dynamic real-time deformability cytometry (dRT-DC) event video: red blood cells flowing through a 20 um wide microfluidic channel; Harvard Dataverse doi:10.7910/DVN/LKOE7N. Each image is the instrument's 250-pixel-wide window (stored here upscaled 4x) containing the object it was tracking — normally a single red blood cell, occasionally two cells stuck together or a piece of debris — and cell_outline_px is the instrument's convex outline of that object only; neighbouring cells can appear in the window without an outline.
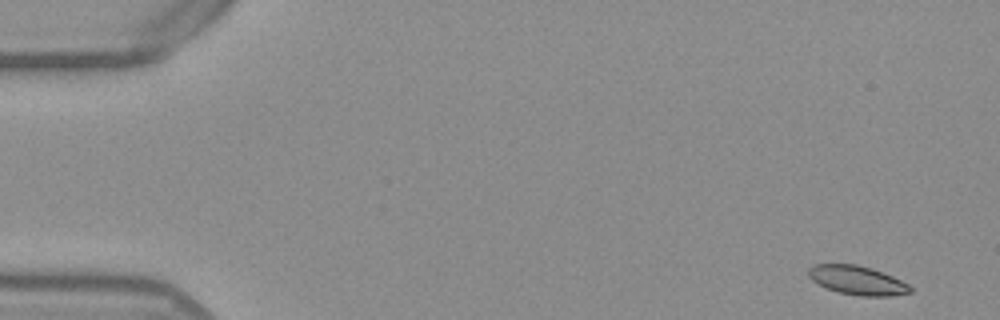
{"species": "Egyptian fruit bat (a non-hibernating species)", "species_latin": "Rousettus aegyptiacus", "temperature_condition": "warm", "stored_images_in_passage": 51, "camera_frame_rate_fps": 3000, "um_per_image_px": 0.085, "frame": {"image": 1, "passage_image": 1, "time_ms": 0.0, "image_size_px": [1000, 320], "cell_outline_px": [[912, 292], [892, 296], [860, 296], [836, 292], [812, 280], [808, 276], [808, 268], [812, 264], [856, 264], [872, 268], [892, 276], [908, 284], [912, 288]], "centroid_in_image_um": [72.86, 23.82], "position_along_channel_um": 12.1, "area_um2": 17.22}}
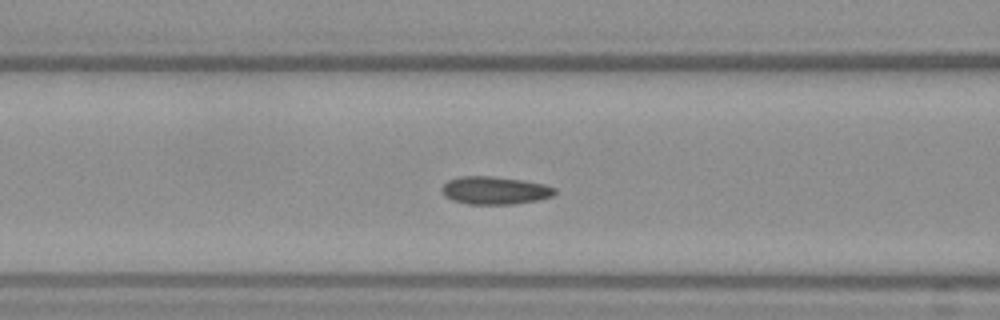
{"frame": {"image": 2, "passage_image": 20, "time_ms": 6.333, "image_size_px": [1000, 320], "cell_outline_px": [[556, 192], [552, 196], [540, 200], [512, 204], [468, 204], [452, 200], [444, 196], [440, 192], [440, 188], [448, 180], [460, 176], [496, 176], [524, 180], [544, 184], [556, 188]], "centroid_in_image_um": [42.04, 16.18], "position_along_channel_um": 124.6, "area_um2": 18.61}}
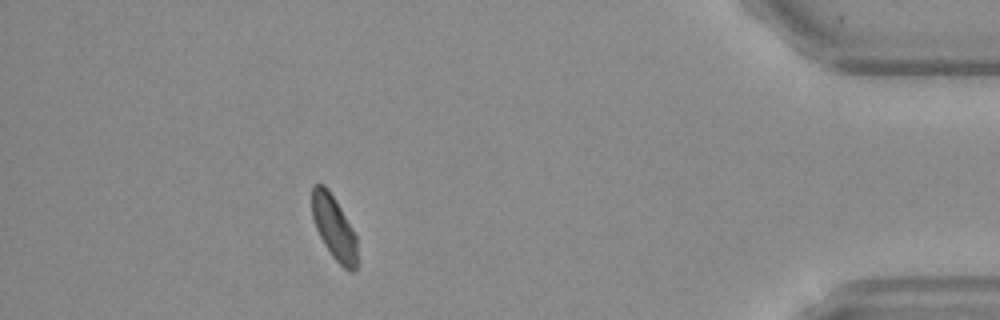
{"frame": {"image": 3, "passage_image": 46, "time_ms": 15.0, "image_size_px": [1000, 320], "cell_outline_px": [[356, 268], [352, 272], [348, 272], [332, 256], [324, 244], [316, 228], [312, 216], [312, 188], [316, 184], [324, 184], [328, 188], [352, 228], [356, 236]], "centroid_in_image_um": [28.38, 19.35], "position_along_channel_um": 406.8, "area_um2": 16.53}, "authors_computed_cell_mechanics": {"area_um2": 17.7446, "velocity_mm_per_s": 3.8337, "shape_relaxation_time_tau1_ms": null, "shape_relaxation_time_tau2_ms": 1.7981, "deformation_change_tau1": null, "deformation_change_tau2": 0.0659}}